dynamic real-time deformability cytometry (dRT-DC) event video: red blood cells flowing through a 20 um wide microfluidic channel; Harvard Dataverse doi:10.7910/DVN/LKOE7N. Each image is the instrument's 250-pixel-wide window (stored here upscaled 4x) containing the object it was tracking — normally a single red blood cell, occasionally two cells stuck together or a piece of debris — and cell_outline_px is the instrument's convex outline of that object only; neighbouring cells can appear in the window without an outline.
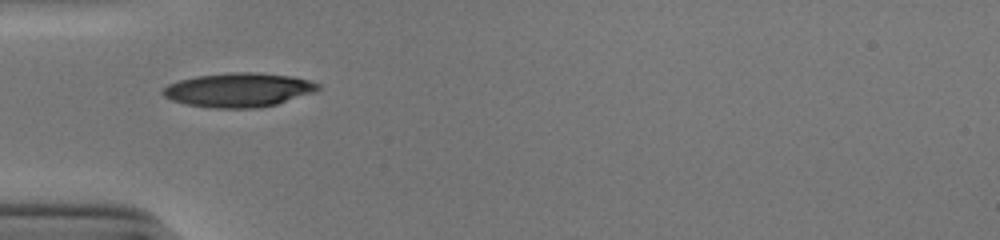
{"species": "human", "species_latin": "Homo sapiens", "temperature_condition": "cold", "stored_images_in_passage": 36, "camera_frame_rate_fps": 3000, "um_per_image_px": 0.085, "donor": {"sex": "male"}, "frame": {"image": 1, "passage_image": 1, "time_ms": 0.0, "image_size_px": [1000, 240], "cell_outline_px": [[320, 88], [316, 92], [276, 104], [256, 108], [216, 108], [188, 104], [172, 100], [164, 96], [160, 92], [168, 84], [180, 80], [196, 76], [232, 72], [260, 72], [292, 76], [312, 80], [320, 84]], "centroid_in_image_um": [20.33, 7.63], "position_along_channel_um": 64.7, "area_um2": 30.92}}
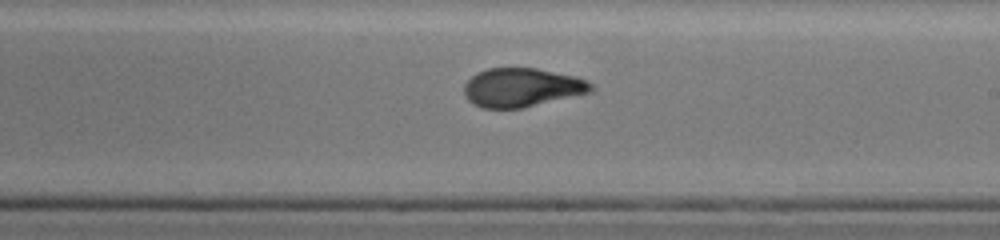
{"frame": {"image": 2, "passage_image": 15, "time_ms": 4.667, "image_size_px": [1000, 240], "cell_outline_px": [[596, 88], [592, 92], [524, 108], [484, 108], [468, 100], [464, 92], [464, 84], [476, 72], [488, 68], [536, 68], [576, 76], [588, 80]], "centroid_in_image_um": [44.41, 7.43], "position_along_channel_um": 244.6, "area_um2": 28.9}}
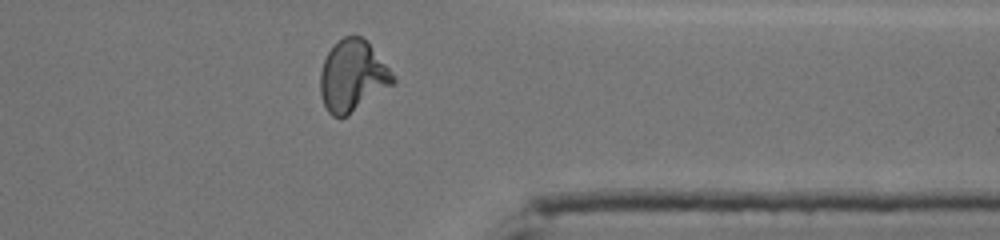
{"frame": {"image": 3, "passage_image": 26, "time_ms": 8.333, "image_size_px": [1000, 240], "cell_outline_px": [[396, 80], [392, 84], [348, 116], [332, 116], [328, 112], [324, 104], [320, 92], [320, 72], [324, 60], [328, 52], [344, 36], [360, 36], [368, 40], [396, 76]], "centroid_in_image_um": [29.98, 6.45], "position_along_channel_um": 381.4, "area_um2": 30.11}, "authors_computed_cell_mechanics": {"area_um2": 29.4491, "velocity_mm_per_s": 3.9015, "shape_relaxation_time_tau1_ms": 7.1082, "shape_relaxation_time_tau2_ms": 0.9822, "deformation_change_tau1": 0.2383, "deformation_change_tau2": 0.07}}